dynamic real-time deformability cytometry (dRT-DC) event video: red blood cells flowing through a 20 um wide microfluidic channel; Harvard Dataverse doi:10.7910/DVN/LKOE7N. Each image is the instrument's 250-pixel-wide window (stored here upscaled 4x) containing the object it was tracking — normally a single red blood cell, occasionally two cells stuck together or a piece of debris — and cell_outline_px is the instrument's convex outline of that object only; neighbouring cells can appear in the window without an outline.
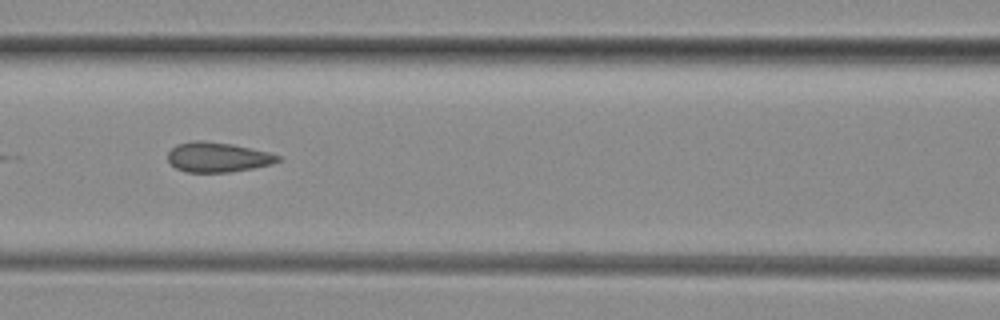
{"species": "common noctule bat (a hibernating species)", "species_latin": "Nyctalus noctula", "temperature_condition": "room temperature", "stored_images_in_passage": 13, "camera_frame_rate_fps": 3000, "um_per_image_px": 0.085, "animal": {"sex": "female", "body_mass_g": 29.2, "forearm_length_mm": 56.3}, "frame": {"image": 1, "passage_image": 8, "time_ms": 2.333, "image_size_px": [1000, 320], "cell_outline_px": [[284, 160], [272, 164], [252, 168], [228, 172], [188, 172], [176, 168], [168, 160], [168, 152], [176, 144], [196, 140], [200, 140], [232, 144], [268, 152], [284, 156]], "centroid_in_image_um": [18.55, 13.36], "position_along_channel_um": 148.0, "area_um2": 19.19}}
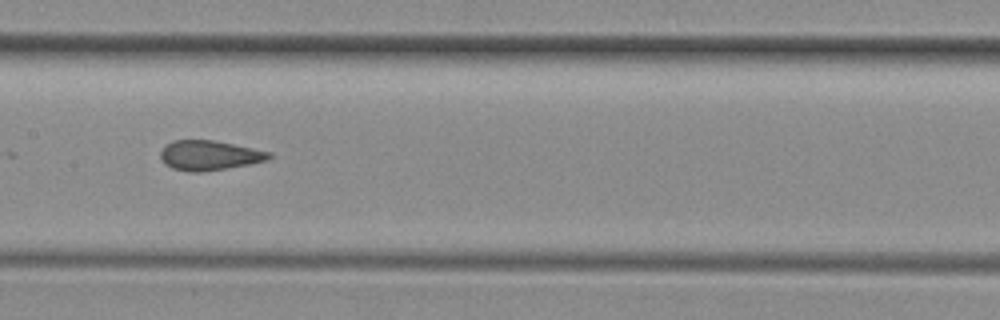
{"frame": {"image": 2, "passage_image": 11, "time_ms": 3.333, "image_size_px": [1000, 320], "cell_outline_px": [[272, 156], [268, 160], [248, 164], [200, 172], [188, 172], [172, 168], [164, 164], [160, 160], [160, 152], [164, 144], [172, 140], [212, 140], [272, 152]], "centroid_in_image_um": [17.73, 13.2], "position_along_channel_um": 189.7, "area_um2": 18.84}}